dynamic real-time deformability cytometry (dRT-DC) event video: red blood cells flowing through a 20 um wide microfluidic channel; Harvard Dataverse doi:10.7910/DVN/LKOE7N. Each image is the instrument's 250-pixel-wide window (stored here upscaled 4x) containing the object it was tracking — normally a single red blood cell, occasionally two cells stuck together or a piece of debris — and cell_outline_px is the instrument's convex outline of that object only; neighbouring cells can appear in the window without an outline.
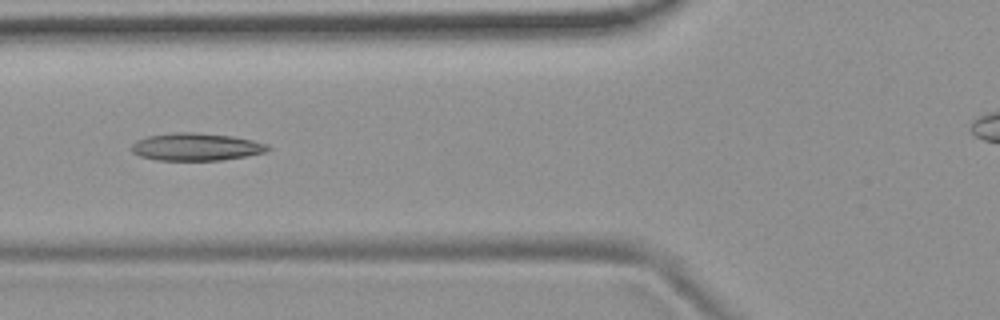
{"species": "common noctule bat (a hibernating species)", "species_latin": "Nyctalus noctula", "temperature_condition": "room temperature", "stored_images_in_passage": 10, "camera_frame_rate_fps": 3000, "um_per_image_px": 0.085, "animal": {"sex": "female", "body_mass_g": 19.9}, "frame": {"image": 1, "passage_image": 6, "time_ms": 5.667, "image_size_px": [1000, 320], "cell_outline_px": [[272, 148], [268, 152], [220, 160], [156, 160], [140, 156], [132, 152], [132, 144], [136, 140], [148, 136], [172, 132], [196, 132], [232, 136], [252, 140], [268, 144]], "centroid_in_image_um": [16.68, 12.48], "position_along_channel_um": 109.1, "area_um2": 21.96}}
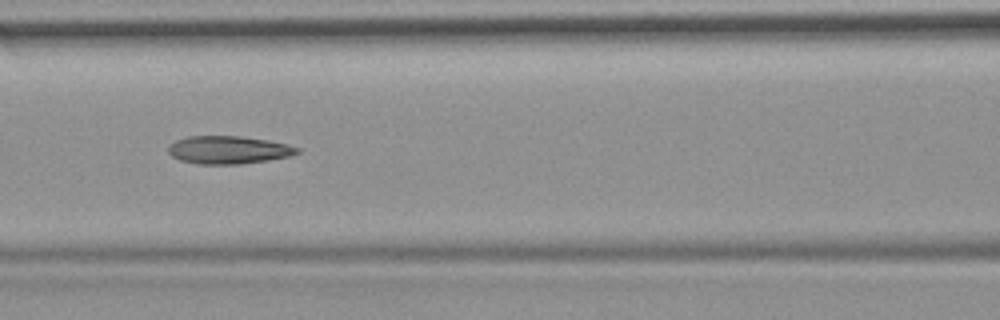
{"frame": {"image": 2, "passage_image": 7, "time_ms": 6.667, "image_size_px": [1000, 320], "cell_outline_px": [[300, 152], [288, 156], [268, 160], [240, 164], [196, 164], [180, 160], [172, 156], [168, 152], [168, 144], [176, 140], [188, 136], [240, 136], [268, 140], [288, 144], [300, 148]], "centroid_in_image_um": [19.4, 12.74], "position_along_channel_um": 147.2, "area_um2": 21.04}}